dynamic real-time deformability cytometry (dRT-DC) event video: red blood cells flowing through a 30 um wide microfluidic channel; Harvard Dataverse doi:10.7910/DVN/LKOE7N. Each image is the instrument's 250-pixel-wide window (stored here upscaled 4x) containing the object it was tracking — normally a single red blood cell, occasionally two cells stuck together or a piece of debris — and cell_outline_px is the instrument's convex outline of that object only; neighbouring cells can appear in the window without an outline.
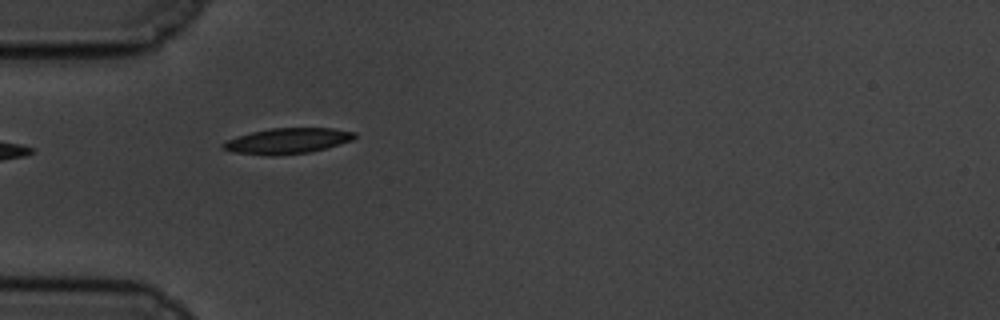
{"species": "common noctule bat (a hibernating species)", "species_latin": "Nyctalus noctula", "temperature_condition": "cold", "stored_images_in_passage": 4, "camera_frame_rate_fps": 3000, "um_per_image_px": 0.085, "animal": {"sex": "male", "body_mass_g": 19.5, "forearm_length_mm": 54.6}, "frame": {"image": 1, "passage_image": 1, "time_ms": 0.0, "image_size_px": [1000, 320], "cell_outline_px": [[356, 136], [352, 140], [324, 148], [308, 152], [276, 156], [268, 156], [232, 152], [220, 148], [220, 144], [228, 140], [252, 132], [272, 128], [332, 128], [356, 132]], "centroid_in_image_um": [24.4, 11.98], "position_along_channel_um": 60.6, "area_um2": 19.54}}